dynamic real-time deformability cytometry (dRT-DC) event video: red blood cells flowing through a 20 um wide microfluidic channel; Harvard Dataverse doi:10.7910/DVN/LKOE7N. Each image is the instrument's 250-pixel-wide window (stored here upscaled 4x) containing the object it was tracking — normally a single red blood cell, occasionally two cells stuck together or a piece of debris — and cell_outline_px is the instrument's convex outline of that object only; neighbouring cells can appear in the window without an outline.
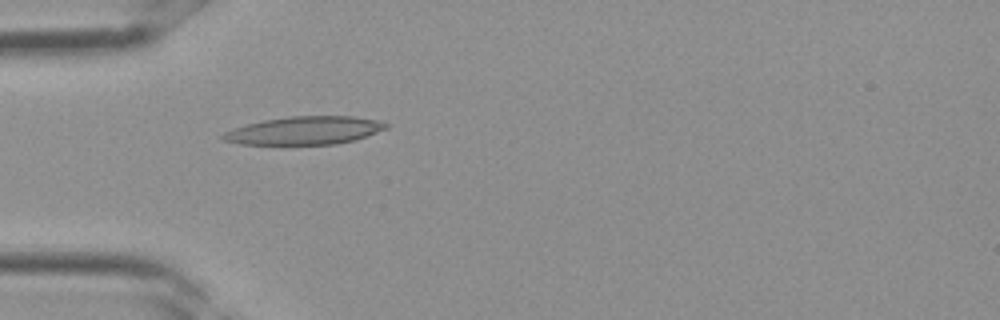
{"species": "Egyptian fruit bat (a non-hibernating species)", "species_latin": "Rousettus aegyptiacus", "temperature_condition": "room temperature", "stored_images_in_passage": 1, "camera_frame_rate_fps": 3000, "um_per_image_px": 0.085, "frame": {"image": 1, "passage_image": 1, "time_ms": 0.0, "image_size_px": [1000, 320], "cell_outline_px": [[388, 128], [356, 140], [336, 144], [240, 144], [224, 140], [220, 136], [224, 132], [232, 128], [264, 120], [288, 116], [352, 116], [376, 120], [388, 124]], "centroid_in_image_um": [25.89, 11.09], "position_along_channel_um": 59.1, "area_um2": 26.59}}